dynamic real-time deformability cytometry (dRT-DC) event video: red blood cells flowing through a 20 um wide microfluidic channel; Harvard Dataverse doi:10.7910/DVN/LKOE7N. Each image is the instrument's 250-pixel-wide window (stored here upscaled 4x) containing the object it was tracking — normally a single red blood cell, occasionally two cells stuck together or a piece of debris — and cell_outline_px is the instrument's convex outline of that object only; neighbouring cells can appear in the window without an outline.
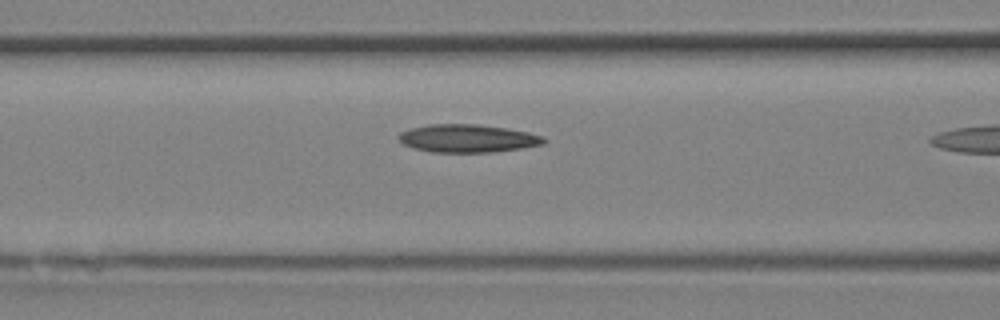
{"species": "Egyptian fruit bat (a non-hibernating species)", "species_latin": "Rousettus aegyptiacus", "temperature_condition": "room temperature", "stored_images_in_passage": 11, "camera_frame_rate_fps": 3000, "um_per_image_px": 0.085, "animal": {"sex": "female"}, "frame": {"image": 1, "passage_image": 10, "time_ms": 3.0, "image_size_px": [1000, 320], "cell_outline_px": [[548, 140], [544, 144], [496, 152], [432, 152], [412, 148], [404, 144], [396, 136], [400, 132], [412, 128], [428, 124], [476, 124], [508, 128], [528, 132], [544, 136]], "centroid_in_image_um": [39.76, 11.76], "position_along_channel_um": 126.8, "area_um2": 23.81}}